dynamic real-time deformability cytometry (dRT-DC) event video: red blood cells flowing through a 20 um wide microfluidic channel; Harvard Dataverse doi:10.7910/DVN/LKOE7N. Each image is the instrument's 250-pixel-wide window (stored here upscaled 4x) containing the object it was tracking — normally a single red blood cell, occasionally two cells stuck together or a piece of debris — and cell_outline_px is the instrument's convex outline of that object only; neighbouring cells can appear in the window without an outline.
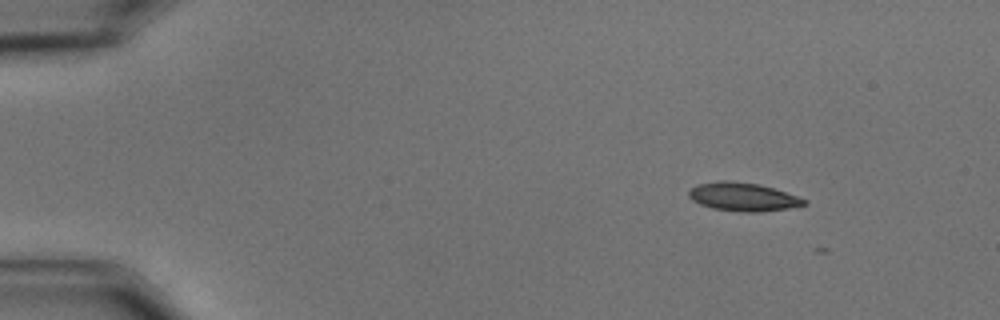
{"species": "common noctule bat (a hibernating species)", "species_latin": "Nyctalus noctula", "temperature_condition": "cold", "stored_images_in_passage": 11, "camera_frame_rate_fps": 3000, "um_per_image_px": 0.085, "animal": {"sex": "male", "body_mass_g": 15.6}, "frame": {"image": 1, "passage_image": 2, "time_ms": 0.333, "image_size_px": [1000, 320], "cell_outline_px": [[808, 204], [788, 208], [760, 212], [740, 212], [712, 208], [700, 204], [692, 200], [688, 196], [688, 192], [696, 184], [720, 180], [728, 180], [760, 184], [808, 200]], "centroid_in_image_um": [63.13, 16.73], "position_along_channel_um": 21.9, "area_um2": 19.13}}